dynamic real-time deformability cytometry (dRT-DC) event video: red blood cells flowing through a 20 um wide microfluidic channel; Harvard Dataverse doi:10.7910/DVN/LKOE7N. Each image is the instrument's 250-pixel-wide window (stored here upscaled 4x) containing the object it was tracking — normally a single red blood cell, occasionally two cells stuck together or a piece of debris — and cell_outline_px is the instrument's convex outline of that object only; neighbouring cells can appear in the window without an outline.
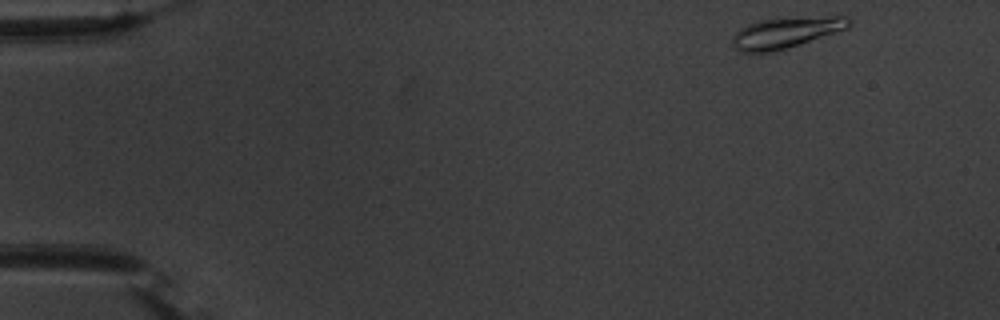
{"species": "common noctule bat (a hibernating species)", "species_latin": "Nyctalus noctula", "temperature_condition": "warm", "stored_images_in_passage": 51, "camera_frame_rate_fps": 3000, "um_per_image_px": 0.085, "animal": {"sex": "male", "body_mass_g": 20.1, "forearm_length_mm": 53.5}, "frame": {"image": 1, "passage_image": 1, "time_ms": 0.0, "image_size_px": [1000, 320], "cell_outline_px": [[852, 24], [848, 28], [772, 52], [740, 52], [732, 44], [732, 36], [740, 28], [748, 24], [760, 20], [832, 16], [848, 16], [852, 20]], "centroid_in_image_um": [66.79, 2.76], "position_along_channel_um": 18.2, "area_um2": 20.52}}
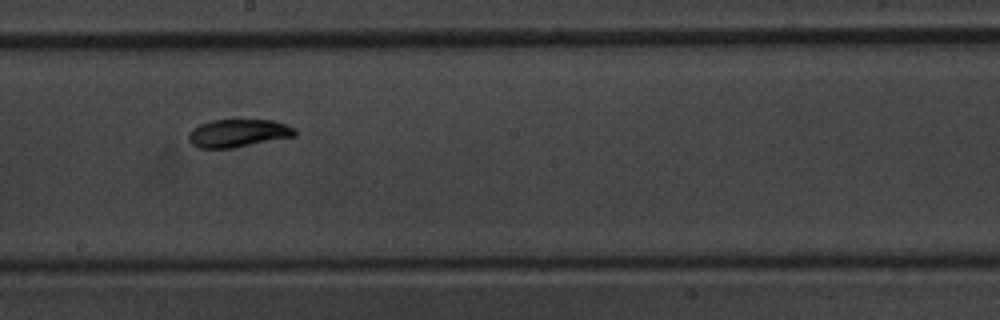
{"frame": {"image": 2, "passage_image": 27, "time_ms": 8.667, "image_size_px": [1000, 320], "cell_outline_px": [[296, 136], [232, 148], [200, 148], [192, 144], [188, 140], [188, 132], [192, 128], [200, 124], [212, 120], [272, 120], [296, 128]], "centroid_in_image_um": [20.22, 11.32], "position_along_channel_um": 228.0, "area_um2": 17.28}}
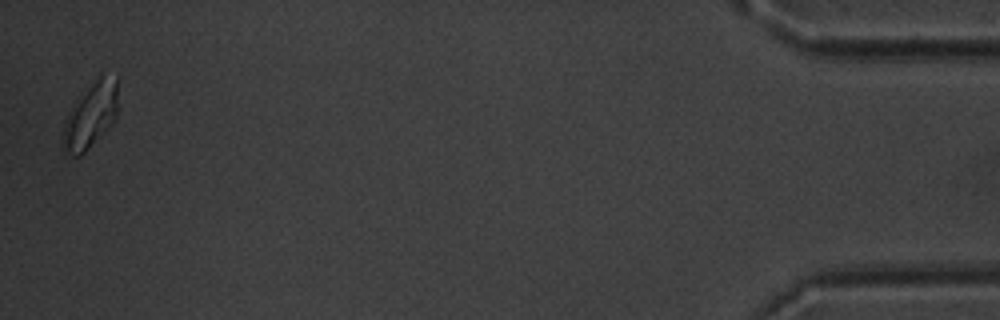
{"frame": {"image": 3, "passage_image": 50, "time_ms": 16.333, "image_size_px": [1000, 320], "cell_outline_px": [[116, 116], [108, 128], [80, 156], [72, 156], [60, 148], [64, 120], [68, 112], [76, 100], [100, 72], [116, 76]], "centroid_in_image_um": [7.65, 9.8], "position_along_channel_um": 427.6, "area_um2": 21.15}, "authors_computed_cell_mechanics": {"area_um2": 17.4556, "velocity_mm_per_s": 3.6946, "shape_relaxation_time_tau1_ms": 3.166, "shape_relaxation_time_tau2_ms": null, "deformation_change_tau1": 0.1134, "deformation_change_tau2": null}}